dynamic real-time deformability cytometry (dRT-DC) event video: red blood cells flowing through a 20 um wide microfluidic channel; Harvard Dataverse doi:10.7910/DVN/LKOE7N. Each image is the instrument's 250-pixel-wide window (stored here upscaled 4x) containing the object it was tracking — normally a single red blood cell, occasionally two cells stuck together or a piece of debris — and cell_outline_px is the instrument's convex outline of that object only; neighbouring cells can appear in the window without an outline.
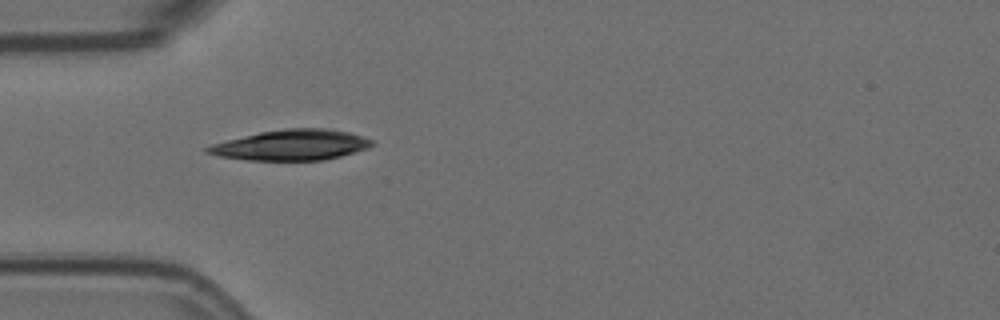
{"species": "Egyptian fruit bat (a non-hibernating species)", "species_latin": "Rousettus aegyptiacus", "temperature_condition": "room temperature", "stored_images_in_passage": 5, "camera_frame_rate_fps": 3000, "um_per_image_px": 0.085, "animal": {"sex": "female"}, "frame": {"image": 1, "passage_image": 4, "time_ms": 1.0, "image_size_px": [1000, 320], "cell_outline_px": [[376, 144], [368, 148], [340, 156], [324, 160], [248, 160], [220, 156], [204, 152], [204, 148], [212, 144], [260, 132], [284, 128], [324, 128], [348, 132], [364, 136], [372, 140]], "centroid_in_image_um": [24.79, 12.32], "position_along_channel_um": 60.2, "area_um2": 29.13}}
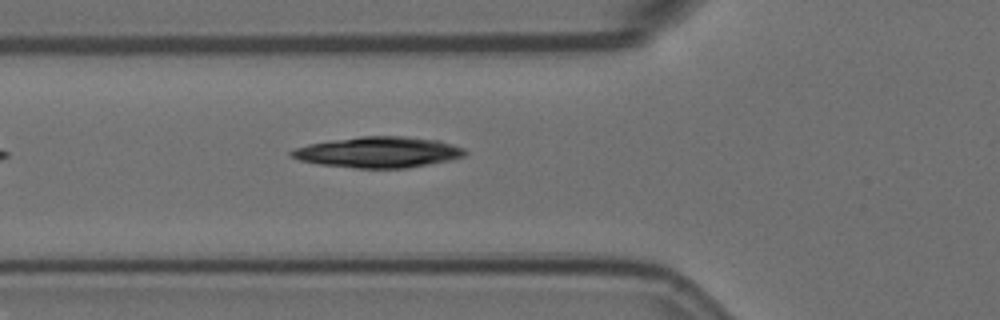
{"frame": {"image": 2, "passage_image": 5, "time_ms": 1.333, "image_size_px": [1000, 320], "cell_outline_px": [[468, 152], [464, 156], [448, 160], [408, 168], [356, 168], [320, 164], [300, 160], [288, 156], [288, 152], [296, 148], [308, 144], [360, 136], [404, 136], [440, 140], [464, 148]], "centroid_in_image_um": [32.17, 12.93], "position_along_channel_um": 93.6, "area_um2": 31.15}}